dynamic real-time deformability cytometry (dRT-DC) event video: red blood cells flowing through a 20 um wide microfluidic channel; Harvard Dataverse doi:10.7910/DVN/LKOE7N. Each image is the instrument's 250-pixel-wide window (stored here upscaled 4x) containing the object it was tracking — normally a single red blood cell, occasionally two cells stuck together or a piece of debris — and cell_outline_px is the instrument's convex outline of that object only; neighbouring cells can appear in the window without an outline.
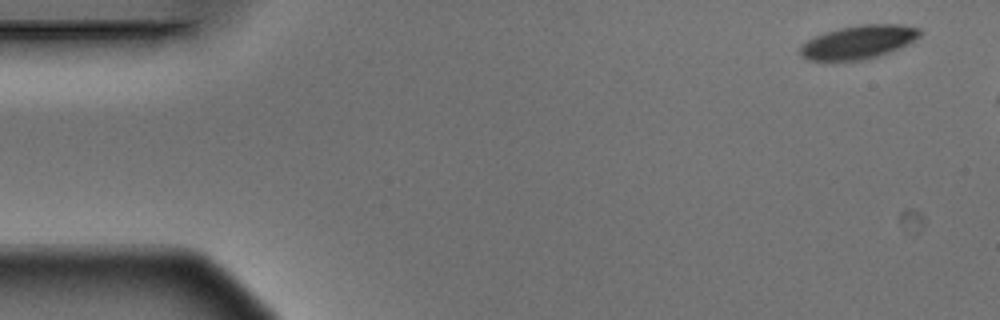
{"species": "Egyptian fruit bat (a non-hibernating species)", "species_latin": "Rousettus aegyptiacus", "temperature_condition": "warm", "stored_images_in_passage": 3, "camera_frame_rate_fps": 3000, "um_per_image_px": 0.085, "animal": {"sex": "male"}, "frame": {"image": 1, "passage_image": 1, "time_ms": 0.0, "image_size_px": [1000, 320], "cell_outline_px": [[924, 32], [920, 36], [908, 44], [892, 52], [880, 56], [864, 60], [808, 60], [800, 56], [800, 48], [808, 40], [824, 32], [840, 28], [860, 24], [900, 24], [920, 28]], "centroid_in_image_um": [73.03, 3.57], "position_along_channel_um": 12.0, "area_um2": 23.52}}